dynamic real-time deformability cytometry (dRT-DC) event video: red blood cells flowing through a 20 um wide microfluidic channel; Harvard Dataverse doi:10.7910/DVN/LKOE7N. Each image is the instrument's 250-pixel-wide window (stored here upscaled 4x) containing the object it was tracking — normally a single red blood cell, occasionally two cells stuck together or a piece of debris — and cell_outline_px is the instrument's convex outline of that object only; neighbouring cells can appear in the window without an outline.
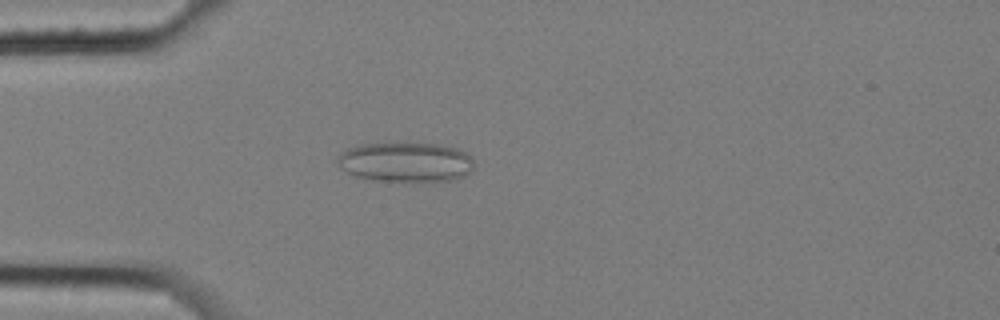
{"species": "common noctule bat (a hibernating species)", "species_latin": "Nyctalus noctula", "temperature_condition": "cold", "stored_images_in_passage": 6, "camera_frame_rate_fps": 3000, "um_per_image_px": 0.085, "animal": {"sex": "female", "body_mass_g": 25.1}, "frame": {"image": 1, "passage_image": 5, "time_ms": 1.333, "image_size_px": [1000, 320], "cell_outline_px": [[472, 168], [464, 176], [448, 180], [376, 180], [356, 176], [340, 168], [336, 160], [336, 156], [340, 152], [356, 144], [436, 144], [460, 148], [468, 152], [472, 156]], "centroid_in_image_um": [34.46, 13.75], "position_along_channel_um": 50.5, "area_um2": 31.27}}